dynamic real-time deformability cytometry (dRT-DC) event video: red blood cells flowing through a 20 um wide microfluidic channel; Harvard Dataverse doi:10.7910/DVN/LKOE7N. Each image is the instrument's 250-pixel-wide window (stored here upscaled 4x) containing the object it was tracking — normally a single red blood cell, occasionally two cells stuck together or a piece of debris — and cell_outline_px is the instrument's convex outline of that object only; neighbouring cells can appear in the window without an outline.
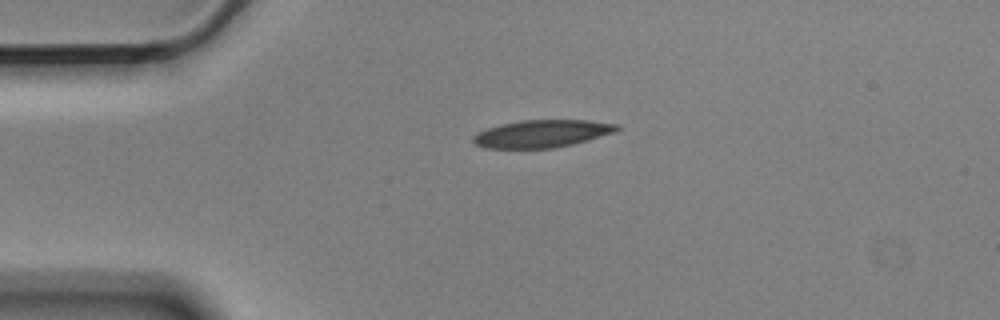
{"species": "Egyptian fruit bat (a non-hibernating species)", "species_latin": "Rousettus aegyptiacus", "temperature_condition": "cold", "stored_images_in_passage": 12, "camera_frame_rate_fps": 3000, "um_per_image_px": 0.085, "animal": {"sex": "male"}, "frame": {"image": 1, "passage_image": 1, "time_ms": 0.0, "image_size_px": [1000, 320], "cell_outline_px": [[624, 128], [616, 132], [588, 140], [556, 148], [484, 148], [476, 144], [472, 140], [472, 136], [476, 132], [500, 124], [524, 120], [588, 120], [620, 124]], "centroid_in_image_um": [46.11, 11.36], "position_along_channel_um": 38.9, "area_um2": 23.29}}
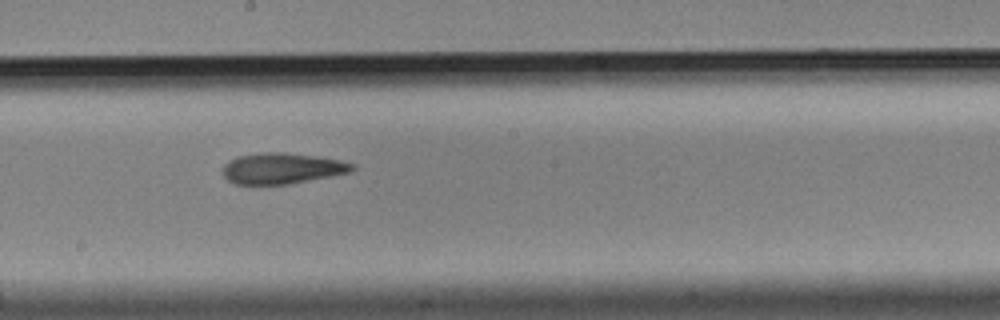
{"frame": {"image": 2, "passage_image": 6, "time_ms": 1.667, "image_size_px": [1000, 320], "cell_outline_px": [[356, 168], [352, 172], [332, 176], [288, 184], [232, 184], [224, 176], [224, 164], [228, 160], [236, 156], [268, 152], [284, 152], [340, 160], [356, 164]], "centroid_in_image_um": [23.99, 14.31], "position_along_channel_um": 224.2, "area_um2": 23.29}}
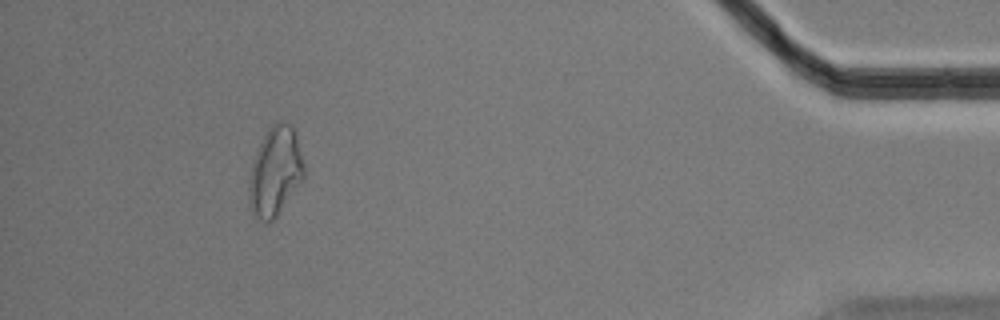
{"frame": {"image": 3, "passage_image": 11, "time_ms": 3.333, "image_size_px": [1000, 320], "cell_outline_px": [[304, 176], [276, 216], [272, 220], [264, 224], [252, 216], [248, 204], [248, 184], [252, 160], [268, 128], [272, 124], [280, 120], [292, 124], [296, 136], [304, 164]], "centroid_in_image_um": [23.34, 14.6], "position_along_channel_um": 411.9, "area_um2": 28.61}}